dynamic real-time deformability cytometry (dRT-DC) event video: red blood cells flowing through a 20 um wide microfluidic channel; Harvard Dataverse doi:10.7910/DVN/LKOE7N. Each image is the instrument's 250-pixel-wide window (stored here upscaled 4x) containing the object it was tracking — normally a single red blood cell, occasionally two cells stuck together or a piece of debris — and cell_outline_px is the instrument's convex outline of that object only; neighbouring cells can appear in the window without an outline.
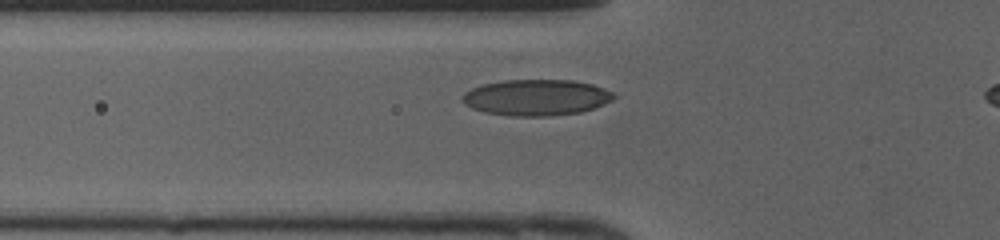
{"species": "human", "species_latin": "Homo sapiens", "temperature_condition": "cold", "stored_images_in_passage": 35, "camera_frame_rate_fps": 3000, "um_per_image_px": 0.085, "donor": {"sex": "female"}, "frame": {"image": 1, "passage_image": 11, "time_ms": 3.333, "image_size_px": [1000, 240], "cell_outline_px": [[616, 96], [612, 100], [604, 104], [580, 112], [548, 116], [508, 116], [484, 112], [472, 108], [464, 104], [460, 96], [464, 92], [472, 88], [484, 84], [504, 80], [572, 80], [592, 84], [604, 88], [612, 92]], "centroid_in_image_um": [45.56, 8.29], "position_along_channel_um": 80.2, "area_um2": 31.91}}
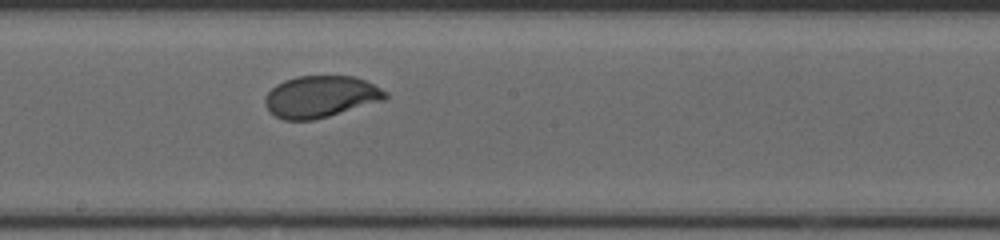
{"frame": {"image": 2, "passage_image": 21, "time_ms": 6.667, "image_size_px": [1000, 240], "cell_outline_px": [[388, 96], [384, 100], [328, 116], [312, 120], [284, 120], [276, 116], [264, 104], [264, 100], [268, 92], [276, 84], [284, 80], [296, 76], [352, 76], [364, 80], [388, 92]], "centroid_in_image_um": [27.24, 8.21], "position_along_channel_um": 221.0, "area_um2": 29.02}}
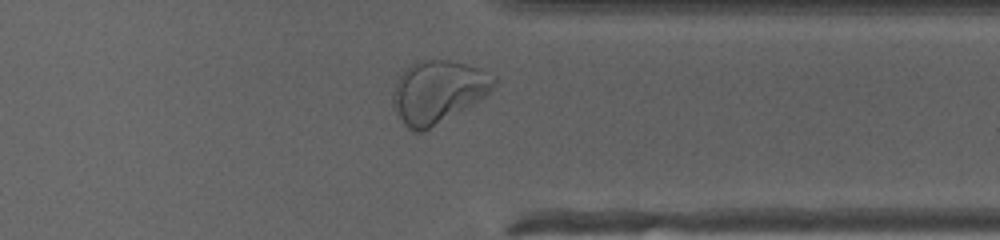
{"frame": {"image": 3, "passage_image": 32, "time_ms": 10.333, "image_size_px": [1000, 240], "cell_outline_px": [[496, 84], [484, 96], [472, 104], [424, 132], [412, 132], [404, 124], [392, 108], [392, 96], [396, 80], [416, 60], [448, 60], [480, 68], [496, 76]], "centroid_in_image_um": [37.2, 7.81], "position_along_channel_um": 374.2, "area_um2": 36.65}, "authors_computed_cell_mechanics": {"area_um2": 30.4606, "velocity_mm_per_s": 4.2092, "shape_relaxation_time_tau1_ms": 3.0923, "shape_relaxation_time_tau2_ms": null, "deformation_change_tau1": 0.1496, "deformation_change_tau2": null}}